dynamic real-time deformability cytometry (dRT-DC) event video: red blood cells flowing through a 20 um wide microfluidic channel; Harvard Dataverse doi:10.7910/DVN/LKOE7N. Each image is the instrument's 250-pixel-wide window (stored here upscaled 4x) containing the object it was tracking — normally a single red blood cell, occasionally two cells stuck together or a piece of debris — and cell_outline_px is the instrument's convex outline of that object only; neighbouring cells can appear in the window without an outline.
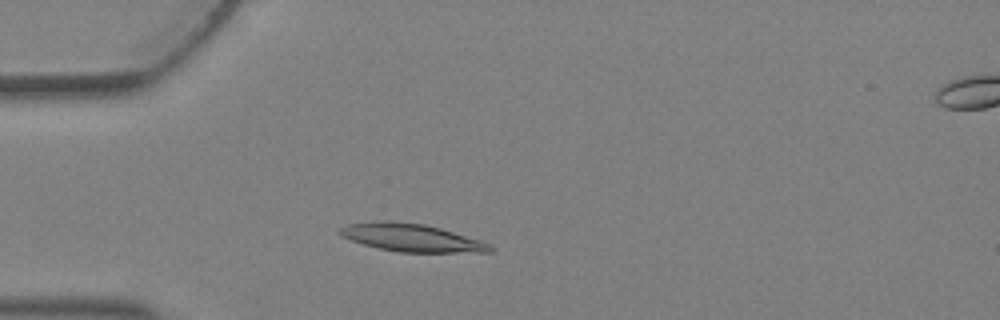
{"species": "Egyptian fruit bat (a non-hibernating species)", "species_latin": "Rousettus aegyptiacus", "temperature_condition": "warm", "stored_images_in_passage": 2, "camera_frame_rate_fps": 3000, "um_per_image_px": 0.085, "animal": {"sex": "female"}, "frame": {"image": 1, "passage_image": 1, "time_ms": 0.0, "image_size_px": [1000, 320], "cell_outline_px": [[496, 248], [492, 252], [400, 252], [380, 248], [364, 244], [340, 236], [336, 232], [340, 228], [348, 224], [380, 220], [392, 220], [424, 224], [440, 228], [480, 240], [492, 244]], "centroid_in_image_um": [34.99, 20.19], "position_along_channel_um": 50.0, "area_um2": 24.39}}